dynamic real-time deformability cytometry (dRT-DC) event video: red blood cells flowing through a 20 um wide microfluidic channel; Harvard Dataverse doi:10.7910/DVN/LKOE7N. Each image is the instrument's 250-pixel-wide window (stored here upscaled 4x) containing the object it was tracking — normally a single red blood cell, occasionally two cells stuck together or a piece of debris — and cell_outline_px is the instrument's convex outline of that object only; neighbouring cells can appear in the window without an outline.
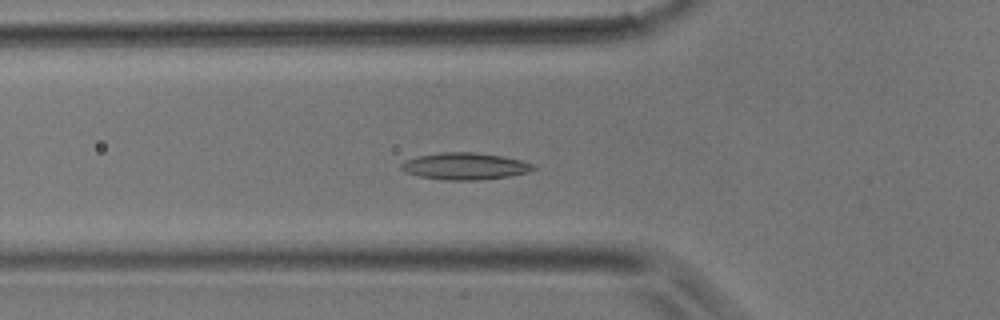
{"species": "common noctule bat (a hibernating species)", "species_latin": "Nyctalus noctula", "temperature_condition": "room temperature", "stored_images_in_passage": 16, "camera_frame_rate_fps": 3000, "um_per_image_px": 0.085, "animal": {"sex": "male", "body_mass_g": 17.9}, "frame": {"image": 1, "passage_image": 14, "time_ms": 4.333, "image_size_px": [1000, 320], "cell_outline_px": [[536, 168], [528, 172], [512, 176], [480, 180], [444, 180], [420, 176], [404, 172], [400, 168], [400, 164], [404, 160], [416, 156], [440, 152], [476, 152], [500, 156], [520, 160], [536, 164]], "centroid_in_image_um": [39.51, 14.13], "position_along_channel_um": 86.3, "area_um2": 20.92}}
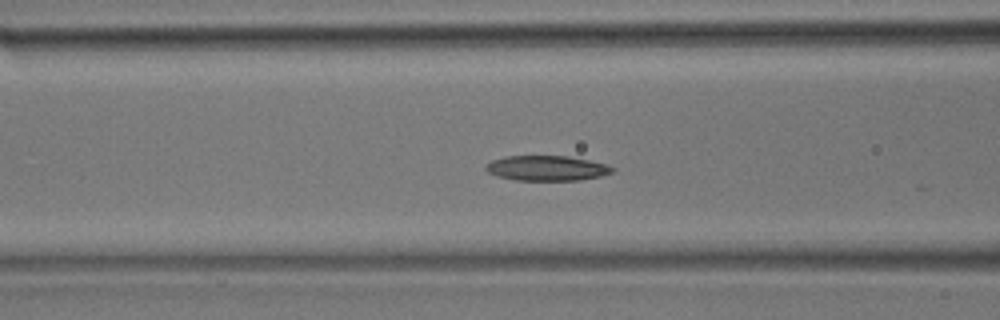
{"frame": {"image": 2, "passage_image": 16, "time_ms": 5.0, "image_size_px": [1000, 320], "cell_outline_px": [[616, 172], [600, 176], [580, 180], [512, 180], [496, 176], [488, 172], [484, 168], [492, 160], [504, 156], [568, 156], [608, 164], [616, 168]], "centroid_in_image_um": [46.51, 14.3], "position_along_channel_um": 120.1, "area_um2": 18.67}}